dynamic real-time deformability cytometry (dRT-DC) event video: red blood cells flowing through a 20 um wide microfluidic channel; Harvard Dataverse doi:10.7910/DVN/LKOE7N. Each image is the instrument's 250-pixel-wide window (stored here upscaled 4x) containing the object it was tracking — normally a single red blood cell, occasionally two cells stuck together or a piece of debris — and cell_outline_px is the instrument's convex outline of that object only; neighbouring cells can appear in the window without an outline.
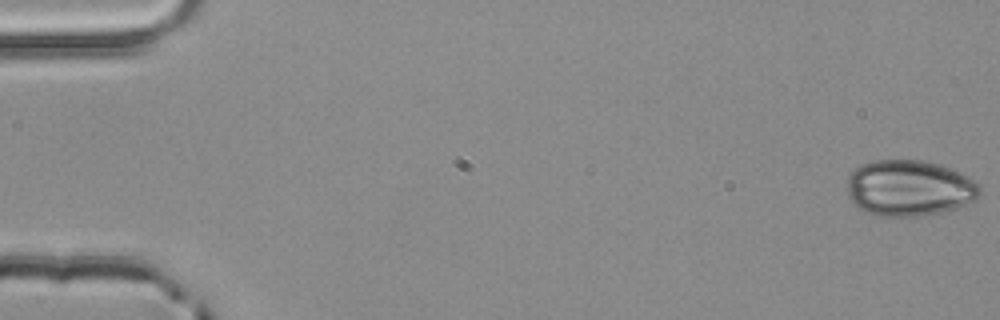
{"species": "common noctule bat (a hibernating species)", "species_latin": "Nyctalus noctula", "temperature_condition": "room temperature", "stored_images_in_passage": 4, "camera_frame_rate_fps": 3000, "um_per_image_px": 0.085, "animal": {"sex": "male", "body_mass_g": 20.4}, "frame": {"image": 1, "passage_image": 1, "time_ms": 0.0, "image_size_px": [1000, 320], "cell_outline_px": [[980, 192], [972, 200], [956, 208], [940, 212], [920, 216], [876, 216], [864, 212], [848, 196], [848, 176], [860, 164], [872, 160], [924, 160], [940, 164], [968, 176], [980, 184]], "centroid_in_image_um": [77.27, 15.97], "position_along_channel_um": 7.7, "area_um2": 43.29}}